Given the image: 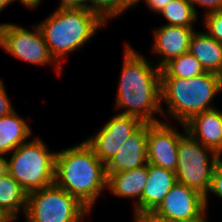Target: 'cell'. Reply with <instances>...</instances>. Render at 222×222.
<instances>
[{
	"label": "cell",
	"instance_id": "4",
	"mask_svg": "<svg viewBox=\"0 0 222 222\" xmlns=\"http://www.w3.org/2000/svg\"><path fill=\"white\" fill-rule=\"evenodd\" d=\"M222 91V76L204 72L192 78H161V103L167 106L163 116L186 123L193 115L213 109L210 103Z\"/></svg>",
	"mask_w": 222,
	"mask_h": 222
},
{
	"label": "cell",
	"instance_id": "16",
	"mask_svg": "<svg viewBox=\"0 0 222 222\" xmlns=\"http://www.w3.org/2000/svg\"><path fill=\"white\" fill-rule=\"evenodd\" d=\"M147 180L148 172L145 165L124 172L107 173V188L118 197L136 199V206L140 202Z\"/></svg>",
	"mask_w": 222,
	"mask_h": 222
},
{
	"label": "cell",
	"instance_id": "8",
	"mask_svg": "<svg viewBox=\"0 0 222 222\" xmlns=\"http://www.w3.org/2000/svg\"><path fill=\"white\" fill-rule=\"evenodd\" d=\"M33 27L34 31L13 23L0 24V47L6 53L30 64L45 66L56 63L55 70L60 76L62 66L50 55L40 27Z\"/></svg>",
	"mask_w": 222,
	"mask_h": 222
},
{
	"label": "cell",
	"instance_id": "1",
	"mask_svg": "<svg viewBox=\"0 0 222 222\" xmlns=\"http://www.w3.org/2000/svg\"><path fill=\"white\" fill-rule=\"evenodd\" d=\"M155 65V66H154ZM115 108L121 114L132 115L143 123H159L162 115L161 69L129 43L125 44L123 66L119 79Z\"/></svg>",
	"mask_w": 222,
	"mask_h": 222
},
{
	"label": "cell",
	"instance_id": "11",
	"mask_svg": "<svg viewBox=\"0 0 222 222\" xmlns=\"http://www.w3.org/2000/svg\"><path fill=\"white\" fill-rule=\"evenodd\" d=\"M183 134L168 122L148 123V163L175 172L179 140Z\"/></svg>",
	"mask_w": 222,
	"mask_h": 222
},
{
	"label": "cell",
	"instance_id": "32",
	"mask_svg": "<svg viewBox=\"0 0 222 222\" xmlns=\"http://www.w3.org/2000/svg\"><path fill=\"white\" fill-rule=\"evenodd\" d=\"M15 221L12 217H10L5 211L0 210V222H13Z\"/></svg>",
	"mask_w": 222,
	"mask_h": 222
},
{
	"label": "cell",
	"instance_id": "15",
	"mask_svg": "<svg viewBox=\"0 0 222 222\" xmlns=\"http://www.w3.org/2000/svg\"><path fill=\"white\" fill-rule=\"evenodd\" d=\"M147 172L148 180L140 202L134 207L135 216L145 212H153L177 183L176 174L173 171L148 163Z\"/></svg>",
	"mask_w": 222,
	"mask_h": 222
},
{
	"label": "cell",
	"instance_id": "33",
	"mask_svg": "<svg viewBox=\"0 0 222 222\" xmlns=\"http://www.w3.org/2000/svg\"><path fill=\"white\" fill-rule=\"evenodd\" d=\"M140 1H145L146 2L147 0H127L128 8H130V7L135 8Z\"/></svg>",
	"mask_w": 222,
	"mask_h": 222
},
{
	"label": "cell",
	"instance_id": "31",
	"mask_svg": "<svg viewBox=\"0 0 222 222\" xmlns=\"http://www.w3.org/2000/svg\"><path fill=\"white\" fill-rule=\"evenodd\" d=\"M12 2L14 0H11ZM19 2L21 4H23L26 8H30V9H37V7L39 6L41 0H19Z\"/></svg>",
	"mask_w": 222,
	"mask_h": 222
},
{
	"label": "cell",
	"instance_id": "5",
	"mask_svg": "<svg viewBox=\"0 0 222 222\" xmlns=\"http://www.w3.org/2000/svg\"><path fill=\"white\" fill-rule=\"evenodd\" d=\"M56 153L49 151L41 138L35 137L12 152L8 173L26 193L50 186L55 180Z\"/></svg>",
	"mask_w": 222,
	"mask_h": 222
},
{
	"label": "cell",
	"instance_id": "24",
	"mask_svg": "<svg viewBox=\"0 0 222 222\" xmlns=\"http://www.w3.org/2000/svg\"><path fill=\"white\" fill-rule=\"evenodd\" d=\"M209 193H213L216 196L222 198V158H220L214 168L213 176L211 179V185L208 194L205 196V205L208 207Z\"/></svg>",
	"mask_w": 222,
	"mask_h": 222
},
{
	"label": "cell",
	"instance_id": "29",
	"mask_svg": "<svg viewBox=\"0 0 222 222\" xmlns=\"http://www.w3.org/2000/svg\"><path fill=\"white\" fill-rule=\"evenodd\" d=\"M60 4L58 6L68 7V6H85L88 4V0H60Z\"/></svg>",
	"mask_w": 222,
	"mask_h": 222
},
{
	"label": "cell",
	"instance_id": "34",
	"mask_svg": "<svg viewBox=\"0 0 222 222\" xmlns=\"http://www.w3.org/2000/svg\"><path fill=\"white\" fill-rule=\"evenodd\" d=\"M12 3L11 0H0V12Z\"/></svg>",
	"mask_w": 222,
	"mask_h": 222
},
{
	"label": "cell",
	"instance_id": "30",
	"mask_svg": "<svg viewBox=\"0 0 222 222\" xmlns=\"http://www.w3.org/2000/svg\"><path fill=\"white\" fill-rule=\"evenodd\" d=\"M4 156L5 154H0V176L8 173V160Z\"/></svg>",
	"mask_w": 222,
	"mask_h": 222
},
{
	"label": "cell",
	"instance_id": "23",
	"mask_svg": "<svg viewBox=\"0 0 222 222\" xmlns=\"http://www.w3.org/2000/svg\"><path fill=\"white\" fill-rule=\"evenodd\" d=\"M206 33L216 41L222 43V10L204 15Z\"/></svg>",
	"mask_w": 222,
	"mask_h": 222
},
{
	"label": "cell",
	"instance_id": "7",
	"mask_svg": "<svg viewBox=\"0 0 222 222\" xmlns=\"http://www.w3.org/2000/svg\"><path fill=\"white\" fill-rule=\"evenodd\" d=\"M185 132L178 145L176 179L178 183L193 188L206 196L208 194L214 168L221 158L215 151L195 140L181 123Z\"/></svg>",
	"mask_w": 222,
	"mask_h": 222
},
{
	"label": "cell",
	"instance_id": "13",
	"mask_svg": "<svg viewBox=\"0 0 222 222\" xmlns=\"http://www.w3.org/2000/svg\"><path fill=\"white\" fill-rule=\"evenodd\" d=\"M194 28L162 25L154 30L153 51L160 56L156 64L160 69L170 60L189 52L190 39ZM162 57V58H161Z\"/></svg>",
	"mask_w": 222,
	"mask_h": 222
},
{
	"label": "cell",
	"instance_id": "28",
	"mask_svg": "<svg viewBox=\"0 0 222 222\" xmlns=\"http://www.w3.org/2000/svg\"><path fill=\"white\" fill-rule=\"evenodd\" d=\"M170 1L172 0H147L145 3L151 11L160 13Z\"/></svg>",
	"mask_w": 222,
	"mask_h": 222
},
{
	"label": "cell",
	"instance_id": "12",
	"mask_svg": "<svg viewBox=\"0 0 222 222\" xmlns=\"http://www.w3.org/2000/svg\"><path fill=\"white\" fill-rule=\"evenodd\" d=\"M147 134L148 123H143L106 164V173L124 172L147 165Z\"/></svg>",
	"mask_w": 222,
	"mask_h": 222
},
{
	"label": "cell",
	"instance_id": "17",
	"mask_svg": "<svg viewBox=\"0 0 222 222\" xmlns=\"http://www.w3.org/2000/svg\"><path fill=\"white\" fill-rule=\"evenodd\" d=\"M197 31L191 36L189 53L201 63L205 71L222 76V43L206 32Z\"/></svg>",
	"mask_w": 222,
	"mask_h": 222
},
{
	"label": "cell",
	"instance_id": "25",
	"mask_svg": "<svg viewBox=\"0 0 222 222\" xmlns=\"http://www.w3.org/2000/svg\"><path fill=\"white\" fill-rule=\"evenodd\" d=\"M197 14L195 5L205 7L204 15L222 10V0H188Z\"/></svg>",
	"mask_w": 222,
	"mask_h": 222
},
{
	"label": "cell",
	"instance_id": "27",
	"mask_svg": "<svg viewBox=\"0 0 222 222\" xmlns=\"http://www.w3.org/2000/svg\"><path fill=\"white\" fill-rule=\"evenodd\" d=\"M134 222H174L162 217L157 216L153 212H145L134 216Z\"/></svg>",
	"mask_w": 222,
	"mask_h": 222
},
{
	"label": "cell",
	"instance_id": "14",
	"mask_svg": "<svg viewBox=\"0 0 222 222\" xmlns=\"http://www.w3.org/2000/svg\"><path fill=\"white\" fill-rule=\"evenodd\" d=\"M186 131L205 147L222 156V111L216 108L193 115L184 123Z\"/></svg>",
	"mask_w": 222,
	"mask_h": 222
},
{
	"label": "cell",
	"instance_id": "26",
	"mask_svg": "<svg viewBox=\"0 0 222 222\" xmlns=\"http://www.w3.org/2000/svg\"><path fill=\"white\" fill-rule=\"evenodd\" d=\"M4 86L3 81L0 80V117L11 114L15 110Z\"/></svg>",
	"mask_w": 222,
	"mask_h": 222
},
{
	"label": "cell",
	"instance_id": "21",
	"mask_svg": "<svg viewBox=\"0 0 222 222\" xmlns=\"http://www.w3.org/2000/svg\"><path fill=\"white\" fill-rule=\"evenodd\" d=\"M159 14L168 20L164 25L194 28L193 24L199 19L188 0H172Z\"/></svg>",
	"mask_w": 222,
	"mask_h": 222
},
{
	"label": "cell",
	"instance_id": "18",
	"mask_svg": "<svg viewBox=\"0 0 222 222\" xmlns=\"http://www.w3.org/2000/svg\"><path fill=\"white\" fill-rule=\"evenodd\" d=\"M26 120L14 110L11 114L0 117V154L13 152L27 142L32 135Z\"/></svg>",
	"mask_w": 222,
	"mask_h": 222
},
{
	"label": "cell",
	"instance_id": "10",
	"mask_svg": "<svg viewBox=\"0 0 222 222\" xmlns=\"http://www.w3.org/2000/svg\"><path fill=\"white\" fill-rule=\"evenodd\" d=\"M143 122L132 115L118 113L85 142L95 155L106 165L118 152L122 144Z\"/></svg>",
	"mask_w": 222,
	"mask_h": 222
},
{
	"label": "cell",
	"instance_id": "2",
	"mask_svg": "<svg viewBox=\"0 0 222 222\" xmlns=\"http://www.w3.org/2000/svg\"><path fill=\"white\" fill-rule=\"evenodd\" d=\"M54 183L75 196L90 211L107 189L106 165L85 142L57 151Z\"/></svg>",
	"mask_w": 222,
	"mask_h": 222
},
{
	"label": "cell",
	"instance_id": "19",
	"mask_svg": "<svg viewBox=\"0 0 222 222\" xmlns=\"http://www.w3.org/2000/svg\"><path fill=\"white\" fill-rule=\"evenodd\" d=\"M26 208V191L9 173L0 176V210L16 220L22 211L25 214Z\"/></svg>",
	"mask_w": 222,
	"mask_h": 222
},
{
	"label": "cell",
	"instance_id": "6",
	"mask_svg": "<svg viewBox=\"0 0 222 222\" xmlns=\"http://www.w3.org/2000/svg\"><path fill=\"white\" fill-rule=\"evenodd\" d=\"M75 196L55 183L27 193L25 222H81L90 214Z\"/></svg>",
	"mask_w": 222,
	"mask_h": 222
},
{
	"label": "cell",
	"instance_id": "3",
	"mask_svg": "<svg viewBox=\"0 0 222 222\" xmlns=\"http://www.w3.org/2000/svg\"><path fill=\"white\" fill-rule=\"evenodd\" d=\"M106 23L85 6H58L37 24L50 55L61 66L68 53L81 48ZM63 60V61H62Z\"/></svg>",
	"mask_w": 222,
	"mask_h": 222
},
{
	"label": "cell",
	"instance_id": "9",
	"mask_svg": "<svg viewBox=\"0 0 222 222\" xmlns=\"http://www.w3.org/2000/svg\"><path fill=\"white\" fill-rule=\"evenodd\" d=\"M207 210L204 195L177 182L153 213L174 222H205Z\"/></svg>",
	"mask_w": 222,
	"mask_h": 222
},
{
	"label": "cell",
	"instance_id": "22",
	"mask_svg": "<svg viewBox=\"0 0 222 222\" xmlns=\"http://www.w3.org/2000/svg\"><path fill=\"white\" fill-rule=\"evenodd\" d=\"M85 7L90 12L98 15L106 24L109 19L120 16L126 10H129L127 0H88Z\"/></svg>",
	"mask_w": 222,
	"mask_h": 222
},
{
	"label": "cell",
	"instance_id": "20",
	"mask_svg": "<svg viewBox=\"0 0 222 222\" xmlns=\"http://www.w3.org/2000/svg\"><path fill=\"white\" fill-rule=\"evenodd\" d=\"M206 72L189 52L170 60L161 68V78H192Z\"/></svg>",
	"mask_w": 222,
	"mask_h": 222
}]
</instances>
